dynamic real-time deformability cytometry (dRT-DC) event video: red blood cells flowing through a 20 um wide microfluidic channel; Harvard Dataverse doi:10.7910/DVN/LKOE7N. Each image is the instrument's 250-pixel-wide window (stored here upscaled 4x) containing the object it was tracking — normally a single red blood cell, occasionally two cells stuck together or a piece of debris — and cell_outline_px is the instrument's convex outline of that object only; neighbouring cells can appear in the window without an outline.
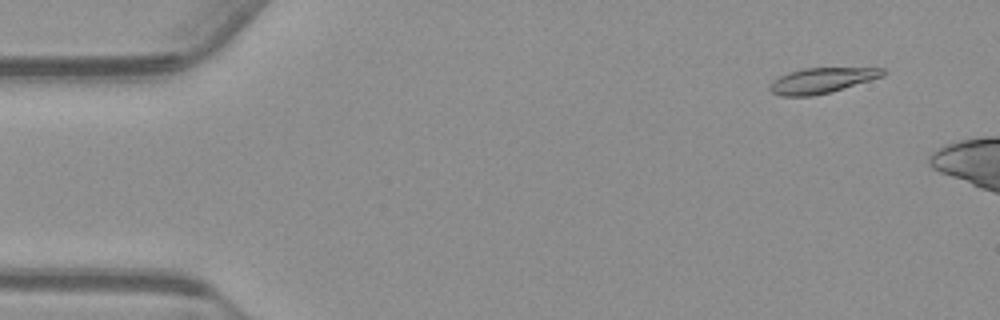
{"species": "common noctule bat (a hibernating species)", "species_latin": "Nyctalus noctula", "temperature_condition": "warm", "stored_images_in_passage": 10, "camera_frame_rate_fps": 3000, "um_per_image_px": 0.085, "animal": {"sex": "male", "body_mass_g": 23.1, "forearm_length_mm": 52.7}, "frame": {"image": 1, "passage_image": 5, "time_ms": 1.333, "image_size_px": [1000, 320], "cell_outline_px": [[888, 72], [884, 76], [832, 92], [812, 96], [780, 96], [772, 92], [768, 88], [768, 84], [772, 80], [788, 72], [804, 68], [884, 68]], "centroid_in_image_um": [69.84, 6.84], "position_along_channel_um": 15.2, "area_um2": 16.94}}